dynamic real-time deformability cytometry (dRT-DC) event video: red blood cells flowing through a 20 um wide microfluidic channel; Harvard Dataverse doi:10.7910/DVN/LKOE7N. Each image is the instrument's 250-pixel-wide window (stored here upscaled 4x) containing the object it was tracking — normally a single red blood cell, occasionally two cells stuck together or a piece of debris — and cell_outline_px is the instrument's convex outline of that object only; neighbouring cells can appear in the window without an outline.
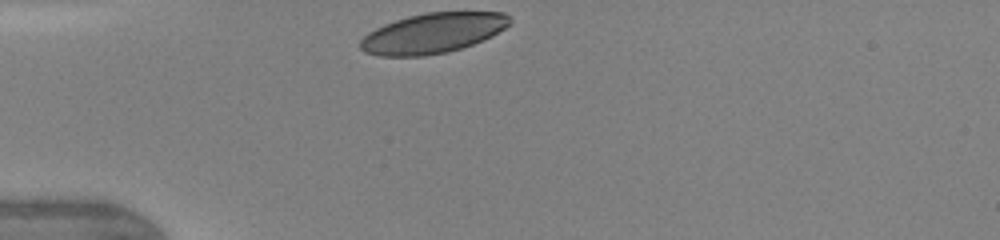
{"species": "human", "species_latin": "Homo sapiens", "temperature_condition": "warm", "stored_images_in_passage": 22, "camera_frame_rate_fps": 3000, "um_per_image_px": 0.085, "donor": {"sex": "female"}, "frame": {"image": 1, "passage_image": 1, "time_ms": 0.0, "image_size_px": [1000, 240], "cell_outline_px": [[512, 24], [492, 36], [484, 40], [448, 52], [424, 56], [380, 56], [364, 52], [360, 48], [360, 40], [368, 32], [384, 24], [408, 16], [428, 12], [504, 12], [512, 20]], "centroid_in_image_um": [36.8, 2.82], "position_along_channel_um": 48.2, "area_um2": 35.03}}
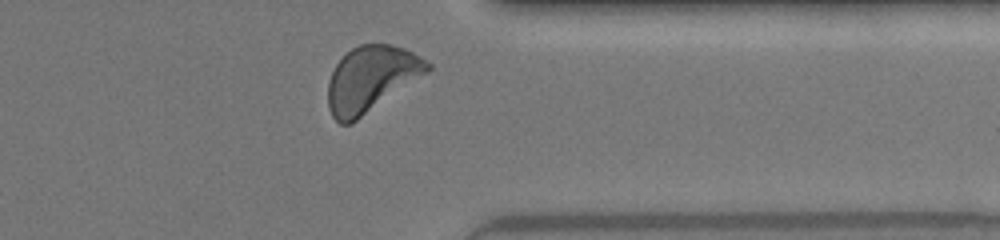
{"frame": {"image": 2, "passage_image": 22, "time_ms": 8.333, "image_size_px": [1000, 240], "cell_outline_px": [[432, 68], [428, 72], [352, 124], [340, 124], [332, 116], [328, 108], [328, 80], [336, 64], [352, 48], [360, 44], [388, 44], [404, 48], [420, 56], [432, 64]], "centroid_in_image_um": [31.54, 6.72], "position_along_channel_um": 379.9, "area_um2": 38.03}, "authors_computed_cell_mechanics": {"area_um2": 36.5585, "velocity_mm_per_s": 4.2714, "shape_relaxation_time_tau1_ms": 2.2757, "shape_relaxation_time_tau2_ms": 4.0123, "deformation_change_tau1": 0.0969, "deformation_change_tau2": 0.0866}}